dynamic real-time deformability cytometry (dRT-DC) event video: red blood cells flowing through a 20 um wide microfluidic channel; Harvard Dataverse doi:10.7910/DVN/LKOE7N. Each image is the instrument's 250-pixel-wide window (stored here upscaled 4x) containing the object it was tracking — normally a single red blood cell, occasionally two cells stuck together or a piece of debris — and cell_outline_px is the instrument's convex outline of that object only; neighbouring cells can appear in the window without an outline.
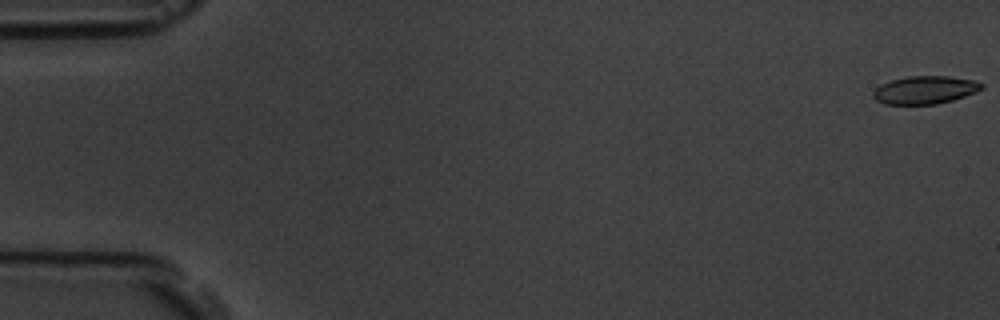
{"species": "common noctule bat (a hibernating species)", "species_latin": "Nyctalus noctula", "temperature_condition": "room temperature", "stored_images_in_passage": 58, "camera_frame_rate_fps": 3000, "um_per_image_px": 0.085, "animal": {"sex": "male", "body_mass_g": 19.5, "forearm_length_mm": 54.6}, "frame": {"image": 1, "passage_image": 1, "time_ms": 0.0, "image_size_px": [1000, 320], "cell_outline_px": [[984, 88], [976, 92], [952, 100], [936, 104], [884, 104], [876, 100], [872, 96], [872, 92], [880, 84], [892, 80], [908, 76], [948, 76], [972, 80], [984, 84]], "centroid_in_image_um": [78.6, 7.64], "position_along_channel_um": 6.4, "area_um2": 17.63}}
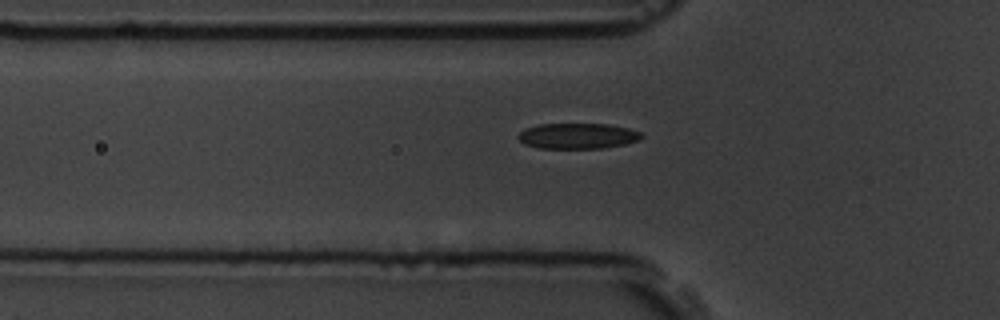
{"frame": {"image": 2, "passage_image": 20, "time_ms": 6.333, "image_size_px": [1000, 320], "cell_outline_px": [[644, 136], [640, 140], [624, 144], [604, 148], [540, 148], [524, 144], [516, 136], [524, 128], [540, 124], [608, 124], [628, 128], [640, 132]], "centroid_in_image_um": [49.1, 11.55], "position_along_channel_um": 76.7, "area_um2": 18.44}}
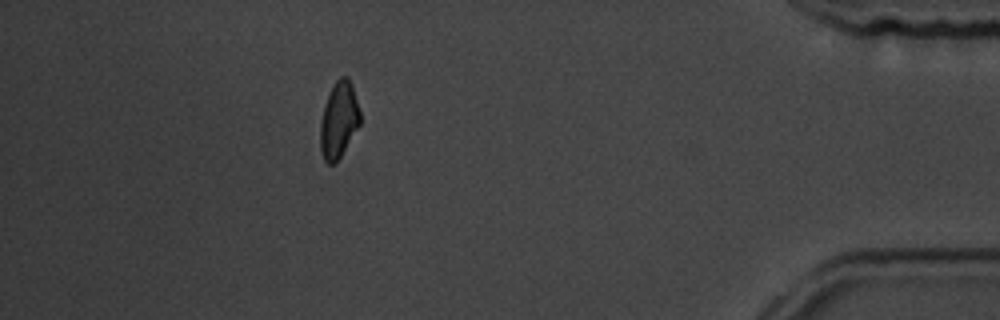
{"frame": {"image": 3, "passage_image": 52, "time_ms": 17.0, "image_size_px": [1000, 320], "cell_outline_px": [[360, 124], [336, 164], [328, 164], [324, 160], [320, 148], [320, 124], [324, 108], [332, 84], [340, 76], [348, 76], [352, 84], [360, 112]], "centroid_in_image_um": [28.8, 10.2], "position_along_channel_um": 406.4, "area_um2": 17.69}, "authors_computed_cell_mechanics": {"area_um2": 18.4093, "velocity_mm_per_s": 3.5565, "shape_relaxation_time_tau1_ms": 3.2144, "shape_relaxation_time_tau2_ms": 3.5481, "deformation_change_tau1": 0.1112, "deformation_change_tau2": 0.112}}